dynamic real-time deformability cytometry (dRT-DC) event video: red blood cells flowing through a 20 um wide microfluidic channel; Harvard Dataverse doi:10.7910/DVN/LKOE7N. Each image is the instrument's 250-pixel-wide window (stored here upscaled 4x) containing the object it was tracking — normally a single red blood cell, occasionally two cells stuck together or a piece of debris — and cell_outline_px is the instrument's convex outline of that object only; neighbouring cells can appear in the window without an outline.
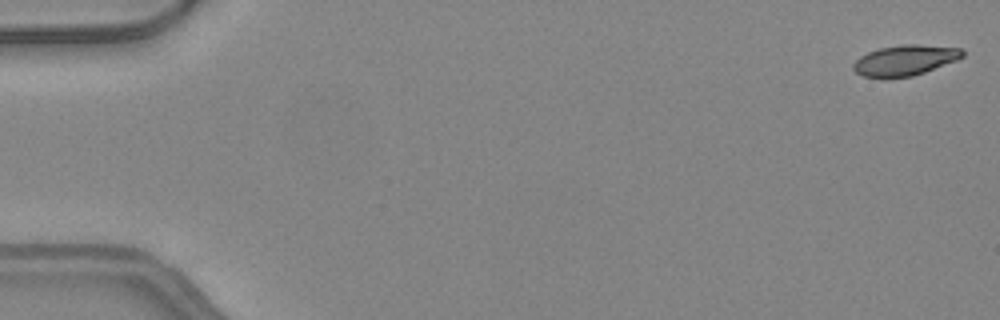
{"species": "common noctule bat (a hibernating species)", "species_latin": "Nyctalus noctula", "temperature_condition": "warm", "stored_images_in_passage": 6, "camera_frame_rate_fps": 3000, "um_per_image_px": 0.085, "animal": {"sex": "female", "body_mass_g": 24.6, "forearm_length_mm": 56.2}, "frame": {"image": 1, "passage_image": 1, "time_ms": 0.0, "image_size_px": [1000, 320], "cell_outline_px": [[964, 56], [956, 60], [924, 72], [912, 76], [888, 80], [880, 80], [864, 76], [856, 72], [852, 68], [852, 64], [860, 56], [868, 52], [880, 48], [904, 44], [916, 44], [960, 48], [964, 52]], "centroid_in_image_um": [76.86, 5.16], "position_along_channel_um": 8.1, "area_um2": 19.71}}